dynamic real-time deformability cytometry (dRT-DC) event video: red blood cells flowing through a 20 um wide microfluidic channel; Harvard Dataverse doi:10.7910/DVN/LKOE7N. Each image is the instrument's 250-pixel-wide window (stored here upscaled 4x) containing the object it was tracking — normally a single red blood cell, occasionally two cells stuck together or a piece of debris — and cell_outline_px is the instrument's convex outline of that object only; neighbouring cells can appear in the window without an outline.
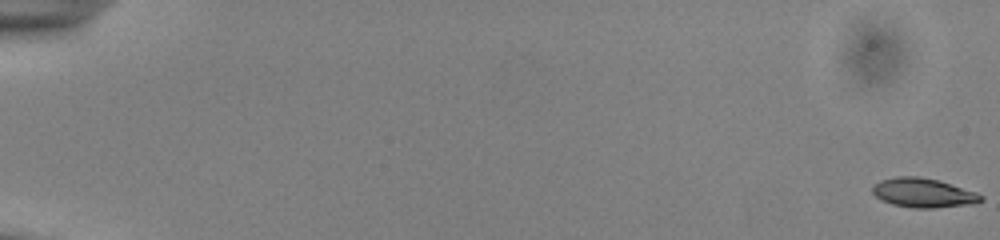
{"species": "common noctule bat (a hibernating species)", "species_latin": "Nyctalus noctula", "temperature_condition": "cold", "stored_images_in_passage": 55, "camera_frame_rate_fps": 3000, "um_per_image_px": 0.085, "animal": {"sex": "male", "body_mass_g": 13.0, "forearm_length_mm": 53.1}, "frame": {"image": 1, "passage_image": 1, "time_ms": 0.0, "image_size_px": [1000, 240], "cell_outline_px": [[984, 200], [968, 204], [932, 208], [912, 208], [892, 204], [876, 196], [872, 192], [872, 188], [880, 180], [896, 176], [920, 176], [936, 180], [976, 192], [984, 196]], "centroid_in_image_um": [78.46, 16.39], "position_along_channel_um": 6.5, "area_um2": 18.21}}
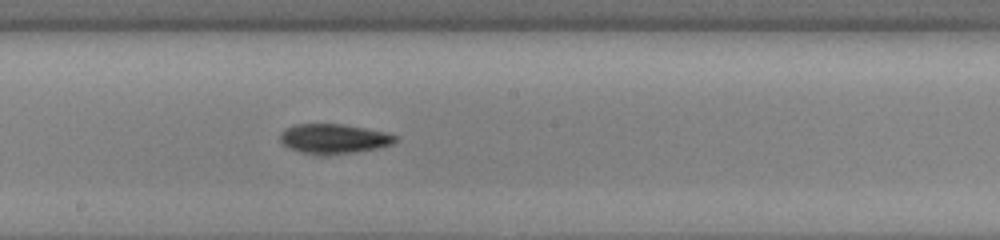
{"frame": {"image": 2, "passage_image": 32, "time_ms": 10.333, "image_size_px": [1000, 240], "cell_outline_px": [[400, 136], [392, 144], [380, 148], [356, 152], [300, 152], [288, 148], [280, 140], [280, 132], [284, 128], [296, 124], [344, 124], [388, 132]], "centroid_in_image_um": [28.42, 11.75], "position_along_channel_um": 219.8, "area_um2": 19.59}}
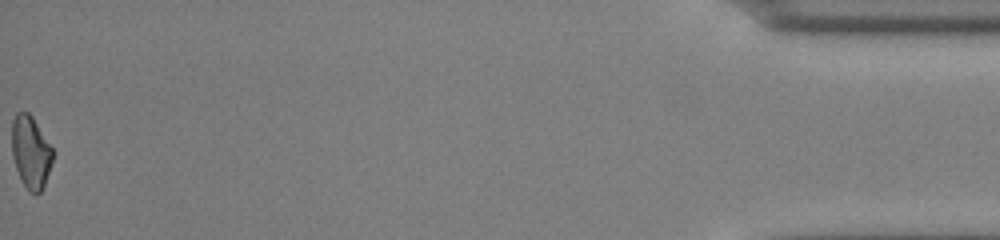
{"frame": {"image": 3, "passage_image": 55, "time_ms": 18.0, "image_size_px": [1000, 240], "cell_outline_px": [[52, 160], [44, 184], [40, 192], [36, 196], [28, 192], [16, 168], [12, 156], [12, 120], [16, 112], [28, 112], [32, 116], [52, 148]], "centroid_in_image_um": [2.59, 12.93], "position_along_channel_um": 432.6, "area_um2": 17.05}, "authors_computed_cell_mechanics": {"area_um2": 18.3226, "velocity_mm_per_s": 3.935, "shape_relaxation_time_tau1_ms": 2.2493, "shape_relaxation_time_tau2_ms": 8.3977, "deformation_change_tau1": 0.0969, "deformation_change_tau2": 0.1667}}